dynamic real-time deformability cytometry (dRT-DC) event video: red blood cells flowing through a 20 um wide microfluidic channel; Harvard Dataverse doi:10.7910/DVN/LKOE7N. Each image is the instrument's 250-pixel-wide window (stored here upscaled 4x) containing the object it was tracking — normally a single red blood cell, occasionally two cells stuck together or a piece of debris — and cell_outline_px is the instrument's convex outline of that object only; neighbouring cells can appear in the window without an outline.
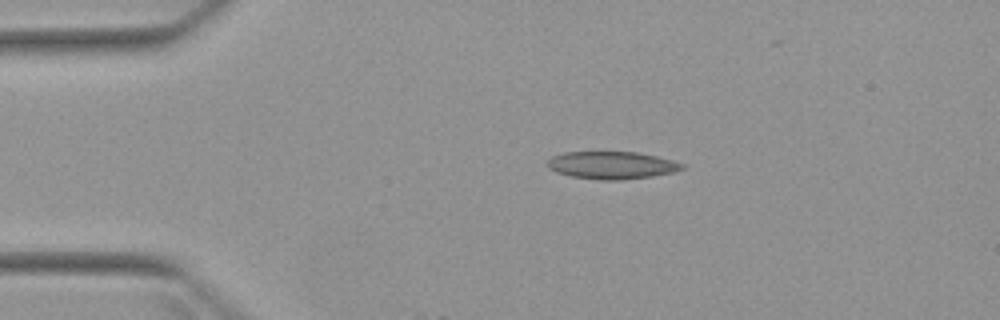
{"species": "Egyptian fruit bat (a non-hibernating species)", "species_latin": "Rousettus aegyptiacus", "temperature_condition": "warm", "stored_images_in_passage": 4, "camera_frame_rate_fps": 3000, "um_per_image_px": 0.085, "animal": {"sex": "female"}, "frame": {"image": 1, "passage_image": 1, "time_ms": 0.0, "image_size_px": [1000, 320], "cell_outline_px": [[684, 168], [676, 172], [652, 176], [620, 180], [600, 180], [572, 176], [556, 172], [548, 168], [544, 164], [552, 156], [564, 152], [636, 152], [656, 156], [672, 160], [684, 164]], "centroid_in_image_um": [51.98, 14.04], "position_along_channel_um": 33.0, "area_um2": 21.68}}